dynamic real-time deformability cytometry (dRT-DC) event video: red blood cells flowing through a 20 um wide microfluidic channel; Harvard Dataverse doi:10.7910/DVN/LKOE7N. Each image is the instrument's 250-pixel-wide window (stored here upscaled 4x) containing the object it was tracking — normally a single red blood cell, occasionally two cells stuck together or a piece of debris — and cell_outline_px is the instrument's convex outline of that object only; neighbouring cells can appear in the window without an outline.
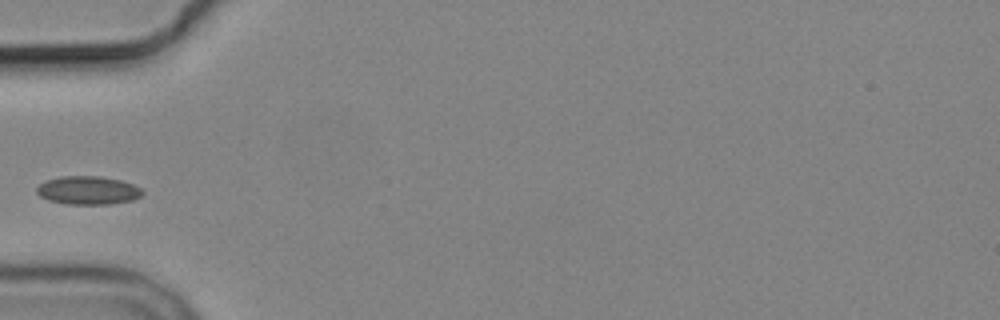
{"species": "common noctule bat (a hibernating species)", "species_latin": "Nyctalus noctula", "temperature_condition": "cold", "stored_images_in_passage": 4, "camera_frame_rate_fps": 3000, "um_per_image_px": 0.085, "animal": {"sex": "male", "body_mass_g": 19.2, "forearm_length_mm": 51.8}, "frame": {"image": 1, "passage_image": 4, "time_ms": 4.0, "image_size_px": [1000, 320], "cell_outline_px": [[144, 192], [140, 196], [132, 200], [112, 204], [64, 204], [48, 200], [40, 196], [36, 192], [36, 188], [40, 184], [48, 180], [60, 176], [100, 176], [120, 180], [132, 184], [140, 188]], "centroid_in_image_um": [7.47, 16.18], "position_along_channel_um": 77.5, "area_um2": 17.46}}